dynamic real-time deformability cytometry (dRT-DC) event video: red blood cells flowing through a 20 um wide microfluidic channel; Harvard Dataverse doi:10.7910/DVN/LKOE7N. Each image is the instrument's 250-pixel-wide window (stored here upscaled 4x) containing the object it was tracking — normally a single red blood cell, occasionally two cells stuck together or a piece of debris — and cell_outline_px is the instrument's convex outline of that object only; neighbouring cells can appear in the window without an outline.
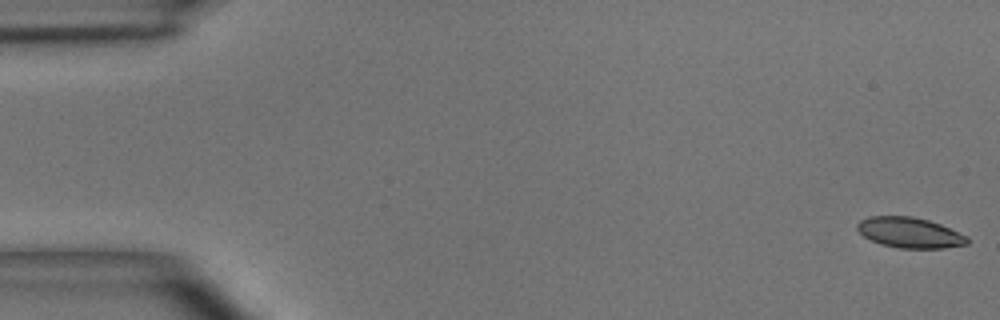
{"species": "common noctule bat (a hibernating species)", "species_latin": "Nyctalus noctula", "temperature_condition": "room temperature", "stored_images_in_passage": 51, "camera_frame_rate_fps": 3000, "um_per_image_px": 0.085, "animal": {"sex": "male", "body_mass_g": 15.6}, "frame": {"image": 1, "passage_image": 1, "time_ms": 0.0, "image_size_px": [1000, 320], "cell_outline_px": [[968, 244], [944, 248], [900, 248], [880, 244], [864, 236], [856, 228], [856, 224], [860, 220], [868, 216], [912, 216], [928, 220], [940, 224], [968, 236]], "centroid_in_image_um": [77.32, 19.77], "position_along_channel_um": 7.7, "area_um2": 19.54}}
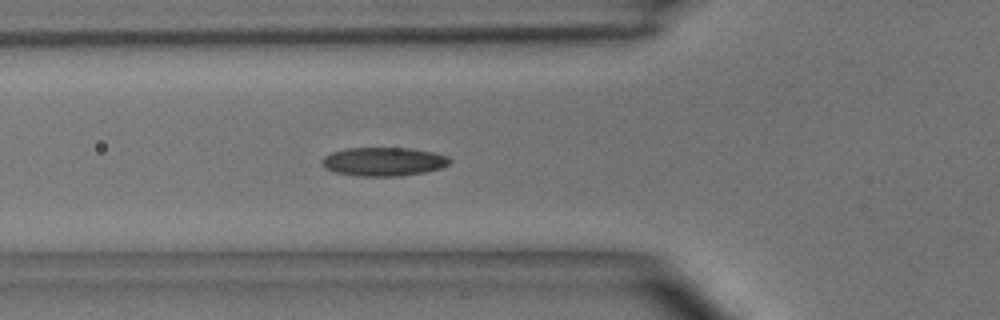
{"frame": {"image": 2, "passage_image": 18, "time_ms": 5.667, "image_size_px": [1000, 320], "cell_outline_px": [[452, 160], [448, 164], [440, 168], [424, 172], [400, 176], [360, 176], [332, 172], [324, 168], [320, 164], [320, 160], [324, 156], [332, 152], [348, 148], [412, 148], [432, 152], [448, 156]], "centroid_in_image_um": [32.56, 13.74], "position_along_channel_um": 93.2, "area_um2": 21.5}}
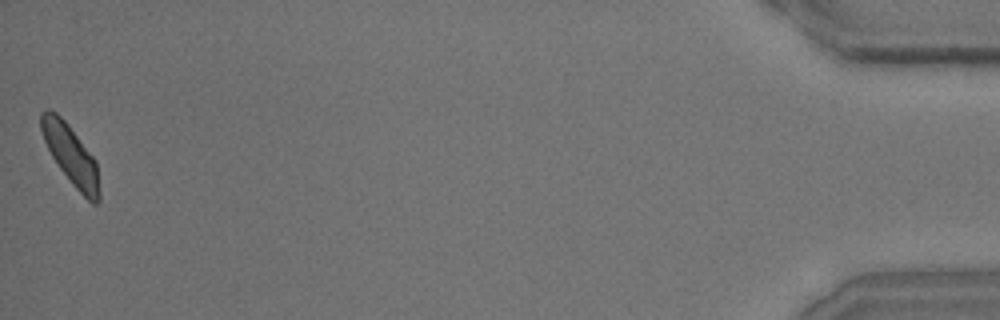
{"frame": {"image": 3, "passage_image": 51, "time_ms": 16.667, "image_size_px": [1000, 320], "cell_outline_px": [[100, 200], [96, 204], [92, 204], [72, 184], [60, 168], [52, 156], [44, 140], [40, 128], [40, 112], [48, 108], [56, 112], [68, 124], [96, 160], [100, 192]], "centroid_in_image_um": [6.02, 13.16], "position_along_channel_um": 429.2, "area_um2": 20.06}, "authors_computed_cell_mechanics": {"area_um2": 20.2878, "velocity_mm_per_s": 3.9038, "shape_relaxation_time_tau1_ms": 4.1413, "shape_relaxation_time_tau2_ms": 2.1083, "deformation_change_tau1": 0.1251, "deformation_change_tau2": 0.0736}}